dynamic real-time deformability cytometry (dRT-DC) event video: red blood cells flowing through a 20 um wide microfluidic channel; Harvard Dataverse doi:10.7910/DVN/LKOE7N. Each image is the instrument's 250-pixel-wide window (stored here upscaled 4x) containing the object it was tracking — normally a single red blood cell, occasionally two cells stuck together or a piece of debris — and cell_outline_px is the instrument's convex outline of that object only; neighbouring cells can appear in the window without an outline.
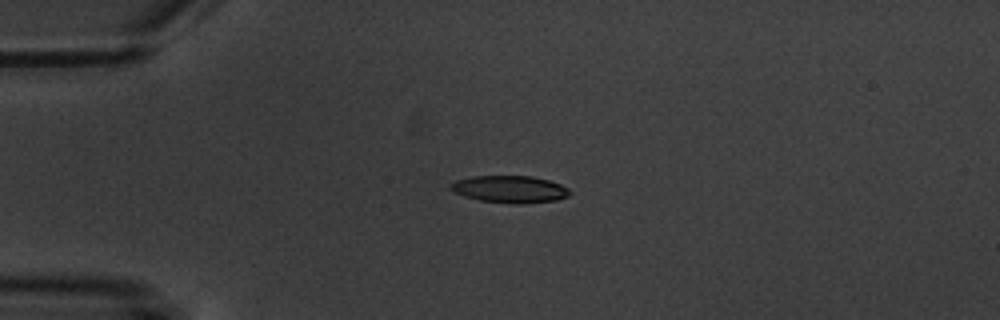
{"species": "common noctule bat (a hibernating species)", "species_latin": "Nyctalus noctula", "temperature_condition": "warm", "stored_images_in_passage": 7, "camera_frame_rate_fps": 3000, "um_per_image_px": 0.085, "animal": {"sex": "male", "body_mass_g": 20.1, "forearm_length_mm": 53.5}, "frame": {"image": 1, "passage_image": 5, "time_ms": 4.667, "image_size_px": [1000, 320], "cell_outline_px": [[572, 192], [568, 196], [556, 200], [520, 204], [516, 204], [480, 200], [464, 196], [448, 188], [448, 184], [456, 180], [472, 176], [532, 176], [548, 180], [560, 184], [568, 188]], "centroid_in_image_um": [43.33, 16.08], "position_along_channel_um": 41.7, "area_um2": 18.84}}